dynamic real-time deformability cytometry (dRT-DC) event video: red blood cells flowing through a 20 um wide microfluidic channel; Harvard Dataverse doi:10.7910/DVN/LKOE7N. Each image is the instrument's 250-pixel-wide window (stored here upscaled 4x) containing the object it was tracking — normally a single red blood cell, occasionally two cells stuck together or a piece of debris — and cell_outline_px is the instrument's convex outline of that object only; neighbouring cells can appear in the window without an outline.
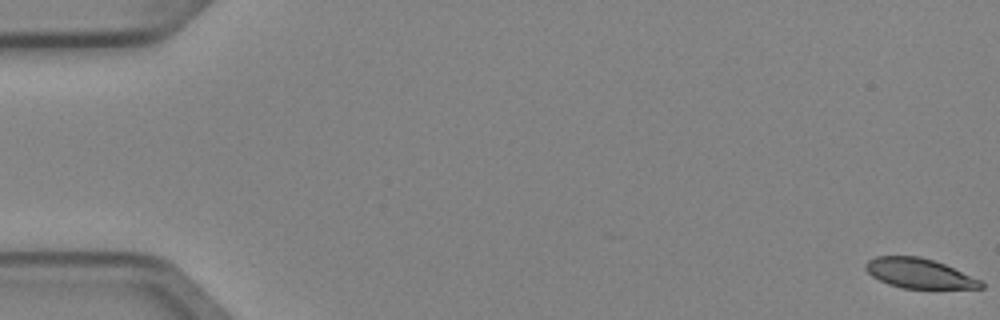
{"species": "Egyptian fruit bat (a non-hibernating species)", "species_latin": "Rousettus aegyptiacus", "temperature_condition": "cold", "stored_images_in_passage": 6, "camera_frame_rate_fps": 3000, "um_per_image_px": 0.085, "animal": {"sex": "female"}, "frame": {"image": 1, "passage_image": 1, "time_ms": 0.0, "image_size_px": [1000, 320], "cell_outline_px": [[984, 288], [904, 288], [888, 284], [872, 276], [864, 268], [864, 264], [868, 260], [876, 256], [920, 256], [944, 264], [980, 280], [984, 284]], "centroid_in_image_um": [78.09, 23.23], "position_along_channel_um": 6.9, "area_um2": 19.77}}
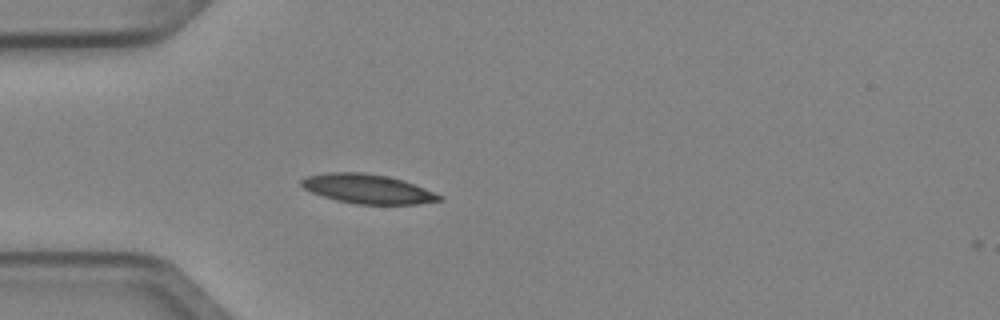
{"frame": {"image": 2, "passage_image": 5, "time_ms": 1.333, "image_size_px": [1000, 320], "cell_outline_px": [[444, 200], [416, 204], [356, 204], [336, 200], [312, 192], [304, 188], [300, 184], [300, 180], [308, 176], [328, 172], [364, 172], [388, 176], [404, 180], [444, 196]], "centroid_in_image_um": [31.28, 16.05], "position_along_channel_um": 53.7, "area_um2": 23.58}}